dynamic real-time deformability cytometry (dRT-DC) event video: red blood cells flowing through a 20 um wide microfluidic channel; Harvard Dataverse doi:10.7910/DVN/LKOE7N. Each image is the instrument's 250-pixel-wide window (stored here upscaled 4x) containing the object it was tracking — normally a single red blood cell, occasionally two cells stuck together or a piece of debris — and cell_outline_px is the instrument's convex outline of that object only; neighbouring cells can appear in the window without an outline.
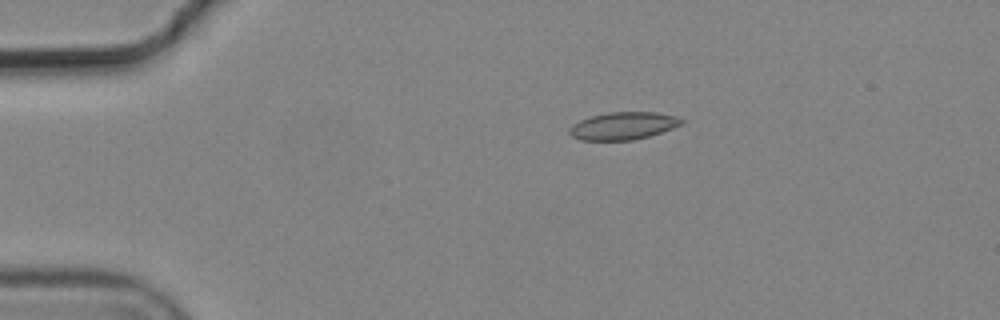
{"species": "common noctule bat (a hibernating species)", "species_latin": "Nyctalus noctula", "temperature_condition": "cold", "stored_images_in_passage": 7, "camera_frame_rate_fps": 3000, "um_per_image_px": 0.085, "animal": {"sex": "male", "body_mass_g": 19.2, "forearm_length_mm": 51.8}, "frame": {"image": 1, "passage_image": 1, "time_ms": 0.0, "image_size_px": [1000, 320], "cell_outline_px": [[684, 124], [648, 136], [632, 140], [580, 140], [572, 136], [568, 132], [568, 128], [572, 124], [580, 120], [592, 116], [608, 112], [656, 112], [676, 116], [684, 120]], "centroid_in_image_um": [52.96, 10.69], "position_along_channel_um": 32.0, "area_um2": 17.98}}
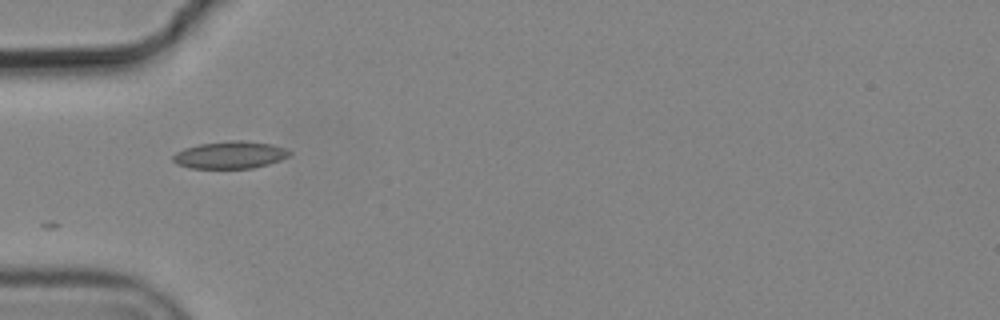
{"frame": {"image": 2, "passage_image": 3, "time_ms": 0.667, "image_size_px": [1000, 320], "cell_outline_px": [[292, 152], [288, 156], [280, 160], [268, 164], [252, 168], [188, 168], [176, 164], [172, 160], [172, 156], [176, 152], [184, 148], [200, 144], [228, 140], [240, 140], [272, 144], [284, 148]], "centroid_in_image_um": [19.52, 13.17], "position_along_channel_um": 65.5, "area_um2": 18.55}}
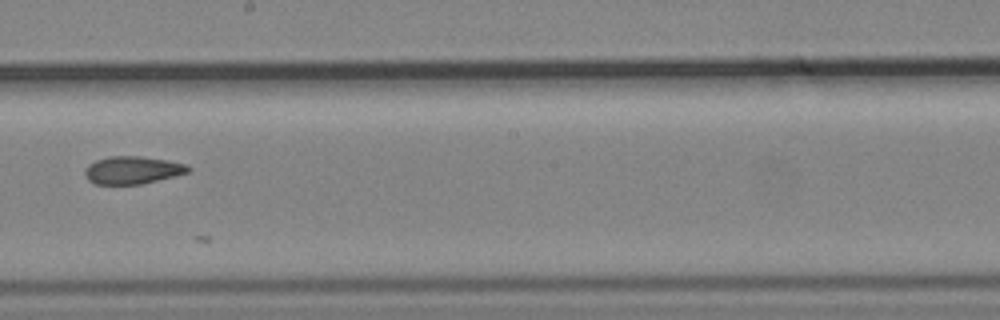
{"frame": {"image": 3, "passage_image": 7, "time_ms": 2.0, "image_size_px": [1000, 320], "cell_outline_px": [[192, 168], [188, 172], [140, 184], [96, 184], [88, 180], [84, 176], [84, 168], [88, 164], [96, 160], [108, 156], [140, 156], [168, 160], [188, 164]], "centroid_in_image_um": [11.23, 14.44], "position_along_channel_um": 237.0, "area_um2": 16.7}}